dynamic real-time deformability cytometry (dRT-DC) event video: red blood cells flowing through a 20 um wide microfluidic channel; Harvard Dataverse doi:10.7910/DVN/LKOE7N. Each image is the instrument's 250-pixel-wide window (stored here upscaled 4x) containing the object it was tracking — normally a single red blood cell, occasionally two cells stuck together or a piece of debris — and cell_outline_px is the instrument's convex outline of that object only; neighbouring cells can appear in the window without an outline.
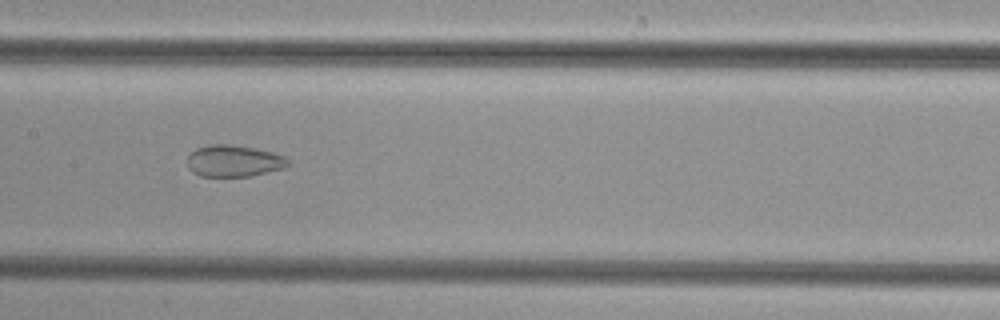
{"species": "common noctule bat (a hibernating species)", "species_latin": "Nyctalus noctula", "temperature_condition": "cold", "stored_images_in_passage": 37, "camera_frame_rate_fps": 3000, "um_per_image_px": 0.085, "animal": {"sex": "female", "body_mass_g": 29.2, "forearm_length_mm": 56.3}, "frame": {"image": 1, "passage_image": 12, "time_ms": 3.667, "image_size_px": [1000, 320], "cell_outline_px": [[288, 164], [284, 168], [252, 176], [200, 176], [192, 172], [188, 168], [188, 156], [196, 148], [212, 144], [228, 144], [256, 148], [272, 152], [284, 156], [288, 160]], "centroid_in_image_um": [19.86, 13.68], "position_along_channel_um": 187.5, "area_um2": 18.55}}
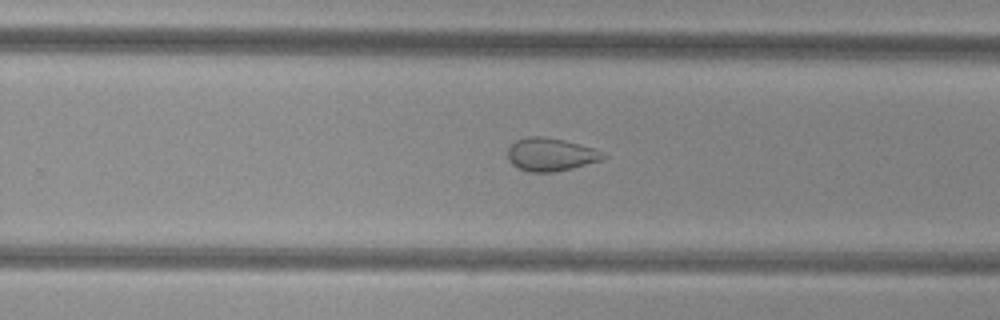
{"frame": {"image": 2, "passage_image": 19, "time_ms": 6.0, "image_size_px": [1000, 320], "cell_outline_px": [[608, 156], [600, 160], [572, 168], [552, 172], [528, 172], [512, 164], [508, 160], [508, 148], [516, 140], [528, 136], [544, 136], [564, 140], [592, 148]], "centroid_in_image_um": [46.76, 13.13], "position_along_channel_um": 283.0, "area_um2": 18.15}}
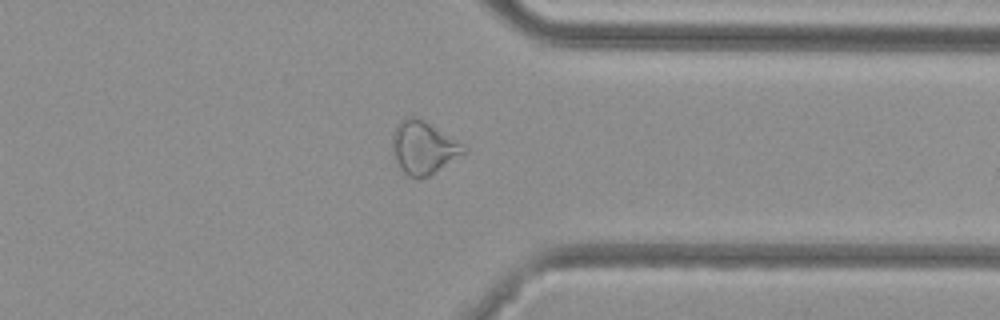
{"frame": {"image": 3, "passage_image": 26, "time_ms": 8.333, "image_size_px": [1000, 320], "cell_outline_px": [[468, 148], [464, 152], [428, 176], [420, 180], [416, 180], [408, 176], [400, 168], [392, 152], [392, 136], [396, 124], [400, 120], [408, 116], [416, 116], [424, 120]], "centroid_in_image_um": [35.92, 12.54], "position_along_channel_um": 375.5, "area_um2": 21.73}}